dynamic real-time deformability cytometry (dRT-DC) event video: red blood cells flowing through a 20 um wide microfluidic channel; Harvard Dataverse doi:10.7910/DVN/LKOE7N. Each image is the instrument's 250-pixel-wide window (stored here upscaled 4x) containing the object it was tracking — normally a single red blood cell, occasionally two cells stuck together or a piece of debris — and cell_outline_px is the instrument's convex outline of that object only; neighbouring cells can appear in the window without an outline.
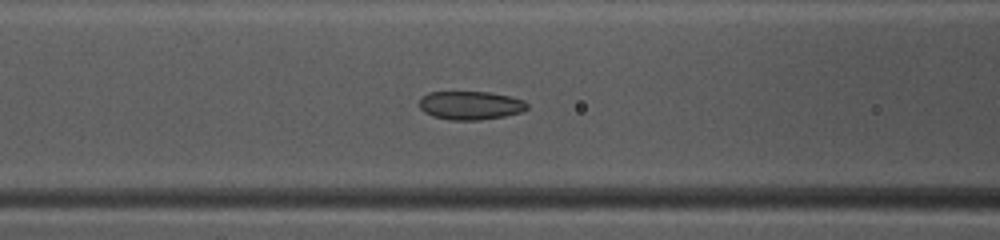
{"species": "common noctule bat (a hibernating species)", "species_latin": "Nyctalus noctula", "temperature_condition": "warm", "stored_images_in_passage": 38, "camera_frame_rate_fps": 3000, "um_per_image_px": 0.085, "animal": {"sex": "female", "body_mass_g": 10.0, "forearm_length_mm": 53.1}, "frame": {"image": 1, "passage_image": 10, "time_ms": 3.0, "image_size_px": [1000, 240], "cell_outline_px": [[528, 108], [520, 112], [504, 116], [480, 120], [452, 120], [432, 116], [424, 112], [420, 108], [420, 100], [428, 92], [488, 92], [508, 96], [524, 100], [528, 104]], "centroid_in_image_um": [39.99, 8.96], "position_along_channel_um": 126.6, "area_um2": 17.8}}
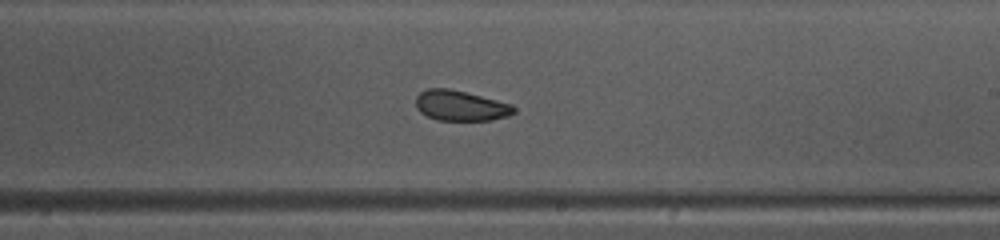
{"frame": {"image": 2, "passage_image": 19, "time_ms": 6.0, "image_size_px": [1000, 240], "cell_outline_px": [[516, 112], [508, 116], [492, 120], [436, 120], [420, 112], [416, 108], [416, 96], [420, 92], [428, 88], [448, 88], [512, 104], [516, 108]], "centroid_in_image_um": [39.14, 8.99], "position_along_channel_um": 249.9, "area_um2": 17.28}}
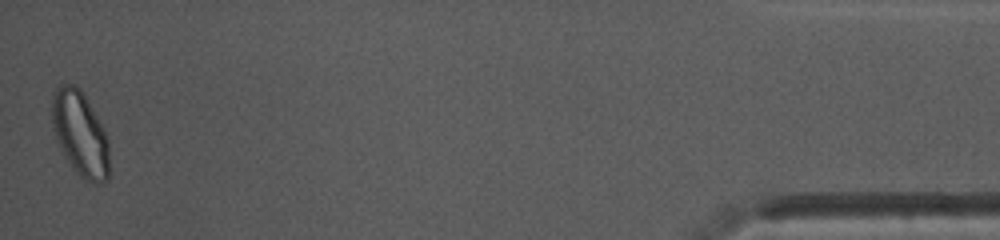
{"frame": {"image": 3, "passage_image": 38, "time_ms": 12.333, "image_size_px": [1000, 240], "cell_outline_px": [[108, 180], [104, 184], [92, 184], [84, 180], [80, 176], [68, 160], [60, 148], [52, 128], [52, 92], [60, 84], [72, 84], [80, 88], [96, 116], [108, 140]], "centroid_in_image_um": [6.8, 11.38], "position_along_channel_um": 428.4, "area_um2": 28.09}, "authors_computed_cell_mechanics": {"area_um2": 18.496, "velocity_mm_per_s": 4.0993, "shape_relaxation_time_tau1_ms": 3.3623, "shape_relaxation_time_tau2_ms": 1.4361, "deformation_change_tau1": 0.1081, "deformation_change_tau2": 0.0644}}